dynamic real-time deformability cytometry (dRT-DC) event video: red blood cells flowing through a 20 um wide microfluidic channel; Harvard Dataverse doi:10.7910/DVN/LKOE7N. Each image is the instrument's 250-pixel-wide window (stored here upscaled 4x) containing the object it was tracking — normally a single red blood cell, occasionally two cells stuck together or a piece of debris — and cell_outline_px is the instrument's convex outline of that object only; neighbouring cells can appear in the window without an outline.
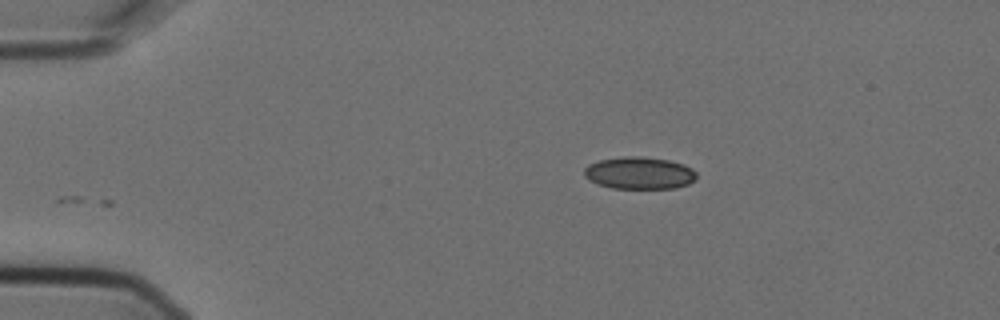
{"species": "Egyptian fruit bat (a non-hibernating species)", "species_latin": "Rousettus aegyptiacus", "temperature_condition": "cold", "stored_images_in_passage": 2, "camera_frame_rate_fps": 3000, "um_per_image_px": 0.085, "animal": {"sex": "female"}, "frame": {"image": 1, "passage_image": 2, "time_ms": 0.333, "image_size_px": [1000, 320], "cell_outline_px": [[696, 180], [688, 184], [676, 188], [612, 188], [596, 184], [588, 180], [584, 176], [584, 168], [588, 164], [600, 160], [624, 156], [640, 156], [668, 160], [684, 164], [692, 168], [696, 172]], "centroid_in_image_um": [54.33, 14.71], "position_along_channel_um": 30.7, "area_um2": 21.27}}